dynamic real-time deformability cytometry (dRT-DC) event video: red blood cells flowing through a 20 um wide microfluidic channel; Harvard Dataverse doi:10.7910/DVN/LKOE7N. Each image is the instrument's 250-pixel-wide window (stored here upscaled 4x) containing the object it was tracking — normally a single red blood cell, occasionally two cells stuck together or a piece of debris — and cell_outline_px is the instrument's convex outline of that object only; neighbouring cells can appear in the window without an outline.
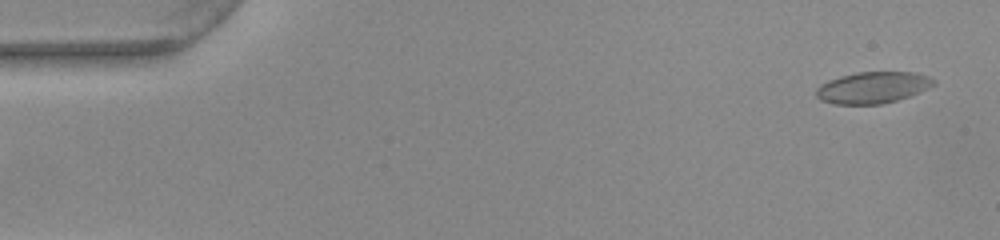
{"species": "common noctule bat (a hibernating species)", "species_latin": "Nyctalus noctula", "temperature_condition": "warm", "stored_images_in_passage": 53, "camera_frame_rate_fps": 3000, "um_per_image_px": 0.085, "animal": {"sex": "female", "body_mass_g": 22.0, "forearm_length_mm": 56.7}, "frame": {"image": 1, "passage_image": 3, "time_ms": 0.667, "image_size_px": [1000, 240], "cell_outline_px": [[936, 84], [920, 92], [884, 104], [832, 104], [820, 100], [816, 96], [816, 88], [820, 84], [828, 80], [840, 76], [856, 72], [916, 72], [928, 76], [936, 80]], "centroid_in_image_um": [74.17, 7.44], "position_along_channel_um": 10.8, "area_um2": 21.73}}
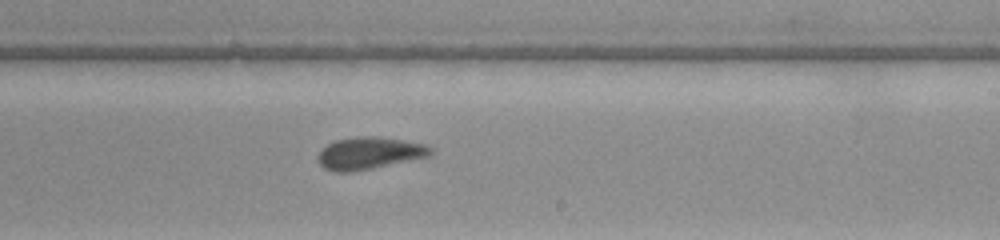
{"frame": {"image": 2, "passage_image": 32, "time_ms": 10.333, "image_size_px": [1000, 240], "cell_outline_px": [[432, 156], [352, 172], [336, 172], [324, 168], [316, 160], [320, 152], [328, 144], [336, 140], [360, 136], [376, 136], [404, 140], [428, 144], [432, 148]], "centroid_in_image_um": [31.43, 13.02], "position_along_channel_um": 257.6, "area_um2": 21.21}}
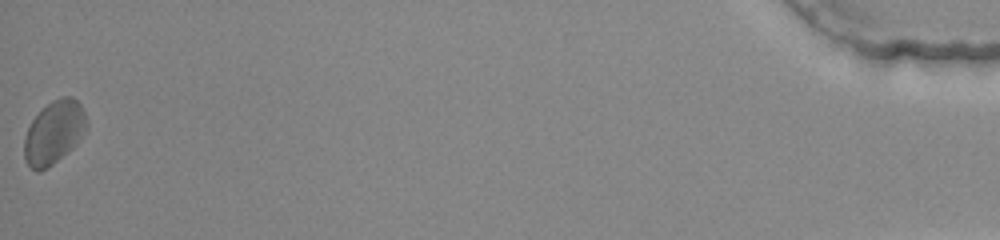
{"frame": {"image": 3, "passage_image": 53, "time_ms": 17.333, "image_size_px": [1000, 240], "cell_outline_px": [[88, 128], [76, 144], [72, 148], [48, 168], [40, 172], [36, 172], [24, 160], [24, 136], [32, 120], [52, 100], [64, 96], [72, 96], [80, 104], [84, 112], [88, 124]], "centroid_in_image_um": [4.59, 11.27], "position_along_channel_um": 430.6, "area_um2": 22.95}, "authors_computed_cell_mechanics": {"area_um2": 20.9236, "velocity_mm_per_s": 3.8963, "shape_relaxation_time_tau1_ms": null, "shape_relaxation_time_tau2_ms": 3.8778, "deformation_change_tau1": null, "deformation_change_tau2": 0.102}}